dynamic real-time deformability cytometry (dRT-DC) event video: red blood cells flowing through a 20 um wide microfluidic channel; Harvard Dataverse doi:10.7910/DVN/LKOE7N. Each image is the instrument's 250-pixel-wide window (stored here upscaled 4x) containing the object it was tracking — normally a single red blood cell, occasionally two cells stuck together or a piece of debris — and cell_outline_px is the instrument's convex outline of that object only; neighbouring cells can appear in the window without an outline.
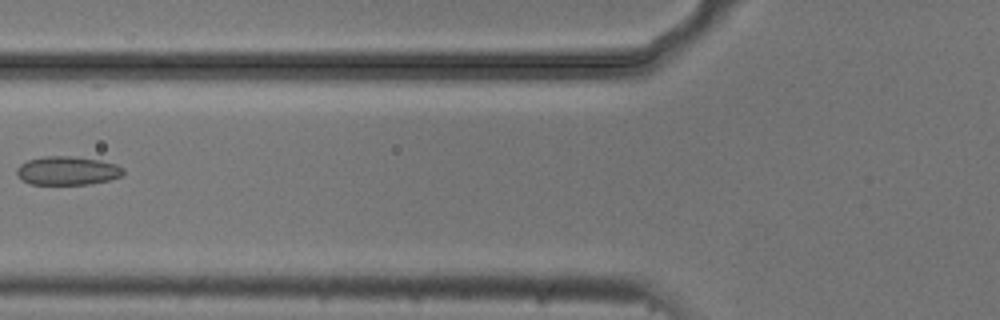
{"species": "common noctule bat (a hibernating species)", "species_latin": "Nyctalus noctula", "temperature_condition": "cold", "stored_images_in_passage": 6, "camera_frame_rate_fps": 3000, "um_per_image_px": 0.085, "animal": {"sex": "male", "body_mass_g": 20.5, "forearm_length_mm": 52.5}, "frame": {"image": 1, "passage_image": 5, "time_ms": 1.333, "image_size_px": [1000, 320], "cell_outline_px": [[124, 172], [120, 176], [108, 180], [88, 184], [32, 184], [24, 180], [16, 172], [16, 168], [20, 164], [28, 160], [44, 156], [76, 156], [100, 160], [116, 164], [124, 168]], "centroid_in_image_um": [5.74, 14.49], "position_along_channel_um": 120.1, "area_um2": 17.69}}
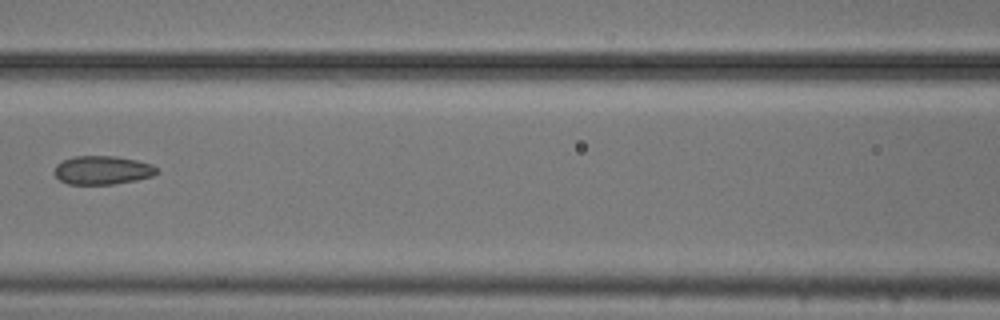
{"frame": {"image": 2, "passage_image": 6, "time_ms": 1.667, "image_size_px": [1000, 320], "cell_outline_px": [[160, 172], [152, 176], [136, 180], [112, 184], [68, 184], [60, 180], [56, 176], [56, 164], [72, 156], [116, 156], [136, 160], [152, 164]], "centroid_in_image_um": [8.73, 14.46], "position_along_channel_um": 157.9, "area_um2": 16.99}}